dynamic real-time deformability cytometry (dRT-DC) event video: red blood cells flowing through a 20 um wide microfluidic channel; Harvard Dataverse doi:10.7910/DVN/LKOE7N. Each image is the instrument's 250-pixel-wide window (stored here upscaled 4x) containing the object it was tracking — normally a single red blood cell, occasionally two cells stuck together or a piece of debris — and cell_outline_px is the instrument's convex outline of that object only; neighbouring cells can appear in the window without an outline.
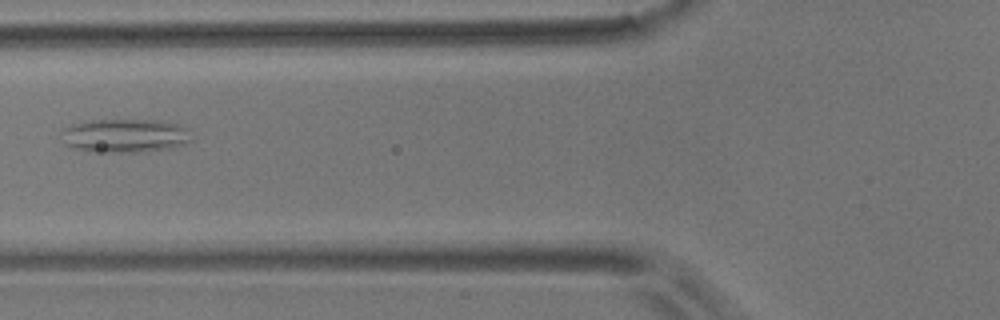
{"species": "common noctule bat (a hibernating species)", "species_latin": "Nyctalus noctula", "temperature_condition": "room temperature", "stored_images_in_passage": 4, "camera_frame_rate_fps": 3000, "um_per_image_px": 0.085, "animal": {"sex": "male", "body_mass_g": 17.9}, "frame": {"image": 1, "passage_image": 4, "time_ms": 4.0, "image_size_px": [1000, 320], "cell_outline_px": [[192, 140], [184, 144], [172, 148], [144, 152], [92, 152], [72, 148], [64, 144], [64, 128], [72, 124], [92, 120], [160, 120], [180, 124], [188, 128]], "centroid_in_image_um": [10.67, 11.54], "position_along_channel_um": 115.1, "area_um2": 25.78}}